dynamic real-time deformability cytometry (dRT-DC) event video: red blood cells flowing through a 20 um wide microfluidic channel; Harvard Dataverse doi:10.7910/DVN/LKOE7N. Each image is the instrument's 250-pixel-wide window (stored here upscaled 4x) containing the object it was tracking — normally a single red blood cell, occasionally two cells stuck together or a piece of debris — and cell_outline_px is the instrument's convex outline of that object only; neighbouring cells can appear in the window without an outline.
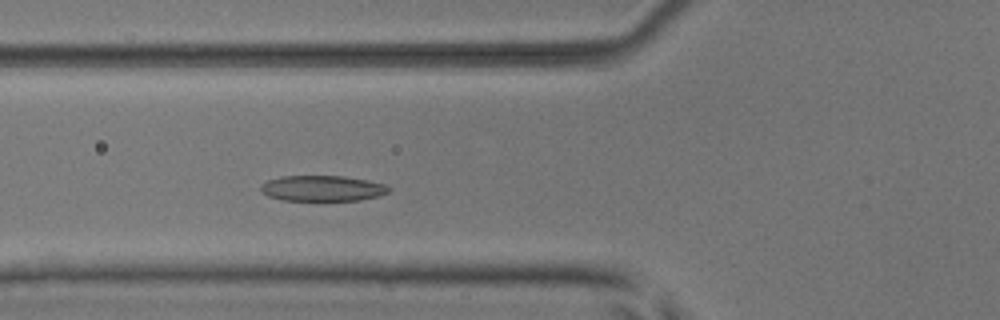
{"species": "common noctule bat (a hibernating species)", "species_latin": "Nyctalus noctula", "temperature_condition": "room temperature", "stored_images_in_passage": 3, "camera_frame_rate_fps": 3000, "um_per_image_px": 0.085, "animal": {"sex": "male", "body_mass_g": 17.9, "forearm_length_mm": 54.2}, "frame": {"image": 1, "passage_image": 3, "time_ms": 0.667, "image_size_px": [1000, 320], "cell_outline_px": [[392, 188], [388, 192], [380, 196], [360, 200], [280, 200], [268, 196], [260, 192], [260, 184], [268, 180], [280, 176], [344, 176], [368, 180], [384, 184]], "centroid_in_image_um": [27.39, 16.01], "position_along_channel_um": 98.4, "area_um2": 19.31}}